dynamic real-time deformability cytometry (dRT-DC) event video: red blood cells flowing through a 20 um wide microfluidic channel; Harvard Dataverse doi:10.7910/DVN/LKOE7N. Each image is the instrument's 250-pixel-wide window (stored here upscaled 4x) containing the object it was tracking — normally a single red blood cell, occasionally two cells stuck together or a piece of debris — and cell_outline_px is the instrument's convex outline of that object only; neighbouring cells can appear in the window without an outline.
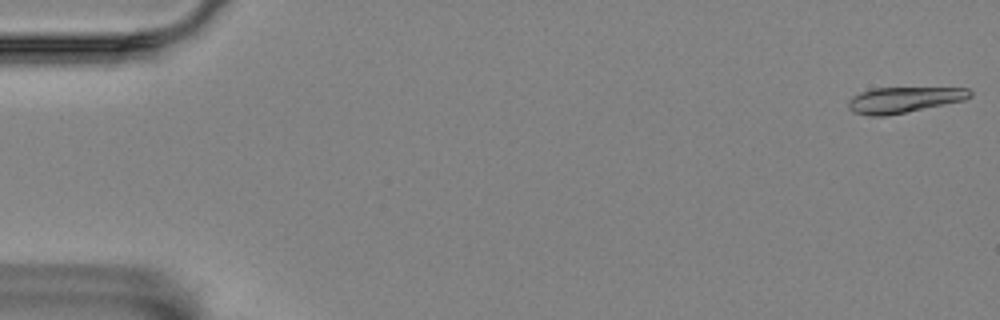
{"species": "Egyptian fruit bat (a non-hibernating species)", "species_latin": "Rousettus aegyptiacus", "temperature_condition": "room temperature", "stored_images_in_passage": 6, "camera_frame_rate_fps": 3000, "um_per_image_px": 0.085, "animal": {"sex": "female"}, "frame": {"image": 1, "passage_image": 1, "time_ms": 0.0, "image_size_px": [1000, 320], "cell_outline_px": [[972, 96], [964, 100], [884, 116], [872, 116], [852, 112], [848, 108], [848, 100], [852, 96], [860, 92], [872, 88], [968, 88], [972, 92]], "centroid_in_image_um": [76.78, 8.48], "position_along_channel_um": 8.2, "area_um2": 18.09}}
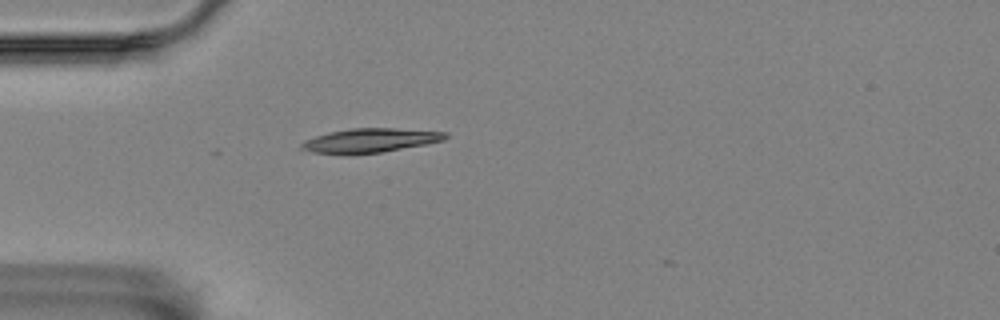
{"frame": {"image": 2, "passage_image": 5, "time_ms": 1.333, "image_size_px": [1000, 320], "cell_outline_px": [[448, 136], [444, 140], [424, 144], [380, 152], [344, 156], [312, 152], [300, 148], [300, 144], [304, 140], [328, 132], [352, 128], [392, 128], [448, 132]], "centroid_in_image_um": [31.39, 11.95], "position_along_channel_um": 53.6, "area_um2": 20.4}}